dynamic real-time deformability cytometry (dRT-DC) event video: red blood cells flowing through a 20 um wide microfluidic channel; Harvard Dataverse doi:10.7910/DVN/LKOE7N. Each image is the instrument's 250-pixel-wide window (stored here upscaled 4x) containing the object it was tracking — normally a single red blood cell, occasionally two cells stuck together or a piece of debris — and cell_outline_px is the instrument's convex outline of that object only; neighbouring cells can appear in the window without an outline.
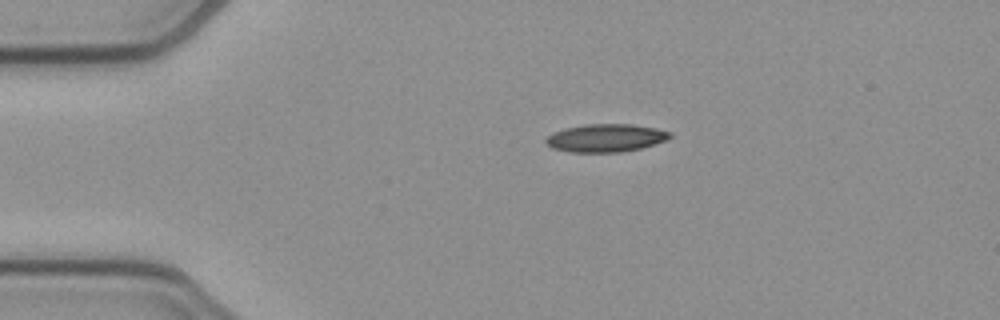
{"species": "common noctule bat (a hibernating species)", "species_latin": "Nyctalus noctula", "temperature_condition": "cold", "stored_images_in_passage": 43, "camera_frame_rate_fps": 3000, "um_per_image_px": 0.085, "animal": {"sex": "female", "body_mass_g": 21.9}, "frame": {"image": 1, "passage_image": 1, "time_ms": 0.0, "image_size_px": [1000, 320], "cell_outline_px": [[672, 136], [668, 140], [640, 148], [620, 152], [568, 152], [552, 148], [544, 140], [552, 132], [564, 128], [584, 124], [632, 124], [656, 128], [672, 132]], "centroid_in_image_um": [51.49, 11.72], "position_along_channel_um": 33.5, "area_um2": 20.35}}
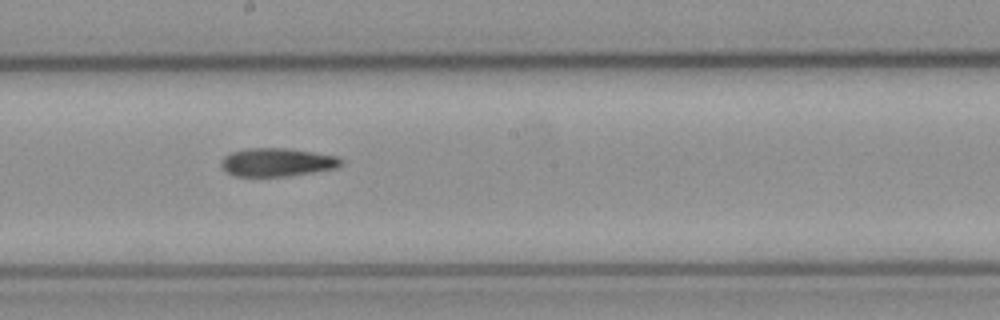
{"frame": {"image": 2, "passage_image": 19, "time_ms": 6.0, "image_size_px": [1000, 320], "cell_outline_px": [[344, 164], [336, 168], [288, 176], [236, 176], [228, 172], [220, 164], [220, 160], [224, 156], [232, 152], [244, 148], [288, 148], [336, 156], [344, 160]], "centroid_in_image_um": [23.56, 13.78], "position_along_channel_um": 224.6, "area_um2": 19.77}}
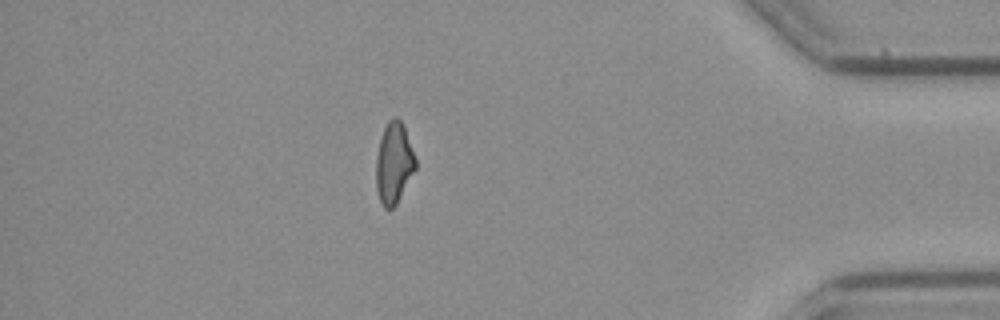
{"frame": {"image": 3, "passage_image": 36, "time_ms": 11.667, "image_size_px": [1000, 320], "cell_outline_px": [[416, 168], [396, 204], [392, 208], [384, 208], [380, 200], [376, 188], [376, 156], [380, 140], [384, 128], [388, 120], [392, 116], [396, 116], [400, 120], [404, 128], [416, 160]], "centroid_in_image_um": [33.46, 13.85], "position_along_channel_um": 401.7, "area_um2": 18.38}}